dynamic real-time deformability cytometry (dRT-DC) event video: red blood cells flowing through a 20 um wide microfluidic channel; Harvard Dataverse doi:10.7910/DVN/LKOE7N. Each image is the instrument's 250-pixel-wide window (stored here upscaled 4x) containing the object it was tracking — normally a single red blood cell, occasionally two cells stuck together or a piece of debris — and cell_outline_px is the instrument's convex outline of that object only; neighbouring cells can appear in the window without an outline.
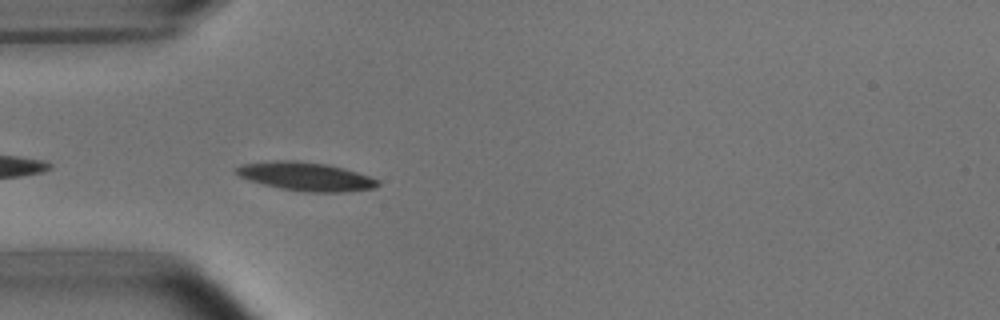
{"species": "common noctule bat (a hibernating species)", "species_latin": "Nyctalus noctula", "temperature_condition": "room temperature", "stored_images_in_passage": 7, "camera_frame_rate_fps": 3000, "um_per_image_px": 0.085, "animal": {"sex": "male", "body_mass_g": 15.6}, "frame": {"image": 1, "passage_image": 2, "time_ms": 0.333, "image_size_px": [1000, 320], "cell_outline_px": [[380, 184], [376, 188], [344, 192], [304, 192], [280, 188], [264, 184], [240, 176], [232, 172], [232, 168], [240, 164], [272, 160], [296, 160], [328, 164], [344, 168], [380, 180]], "centroid_in_image_um": [25.97, 14.99], "position_along_channel_um": 59.0, "area_um2": 23.81}}